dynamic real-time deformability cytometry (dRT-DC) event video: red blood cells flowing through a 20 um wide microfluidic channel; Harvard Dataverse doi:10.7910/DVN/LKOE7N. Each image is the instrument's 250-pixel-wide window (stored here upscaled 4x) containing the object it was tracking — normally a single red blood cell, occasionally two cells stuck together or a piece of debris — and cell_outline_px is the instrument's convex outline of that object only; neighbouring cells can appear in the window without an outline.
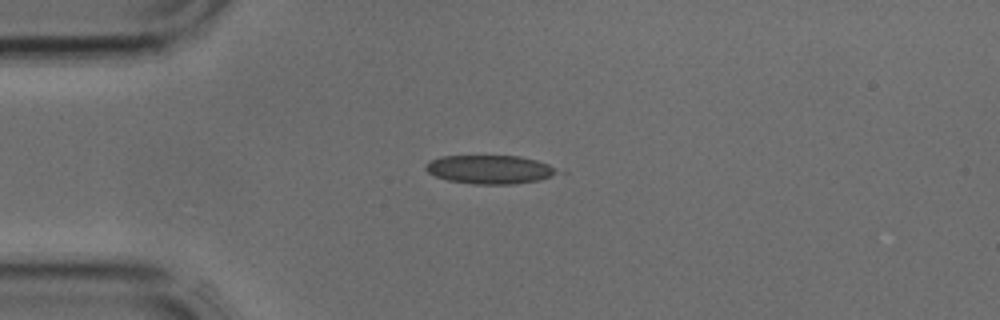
{"species": "common noctule bat (a hibernating species)", "species_latin": "Nyctalus noctula", "temperature_condition": "cold", "stored_images_in_passage": 2, "camera_frame_rate_fps": 3000, "um_per_image_px": 0.085, "animal": {"sex": "male", "body_mass_g": 17.9, "forearm_length_mm": 54.2}, "frame": {"image": 1, "passage_image": 1, "time_ms": 0.0, "image_size_px": [1000, 320], "cell_outline_px": [[568, 172], [536, 180], [516, 184], [472, 184], [448, 180], [436, 176], [428, 172], [424, 168], [424, 164], [440, 156], [520, 156], [536, 160], [548, 164]], "centroid_in_image_um": [41.7, 14.4], "position_along_channel_um": 43.3, "area_um2": 22.2}}